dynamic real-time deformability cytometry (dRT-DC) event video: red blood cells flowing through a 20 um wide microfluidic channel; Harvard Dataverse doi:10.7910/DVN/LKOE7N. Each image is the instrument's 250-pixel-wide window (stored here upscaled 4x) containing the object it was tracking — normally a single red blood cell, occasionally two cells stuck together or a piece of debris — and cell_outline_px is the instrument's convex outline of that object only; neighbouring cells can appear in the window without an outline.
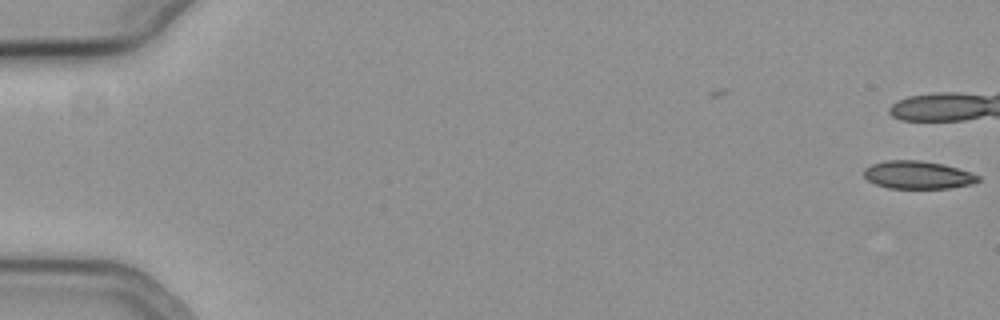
{"species": "common noctule bat (a hibernating species)", "species_latin": "Nyctalus noctula", "temperature_condition": "cold", "stored_images_in_passage": 12, "camera_frame_rate_fps": 3000, "um_per_image_px": 0.085, "animal": {"sex": "female", "body_mass_g": 19.3, "forearm_length_mm": 54.1}, "frame": {"image": 1, "passage_image": 1, "time_ms": 0.0, "image_size_px": [1000, 320], "cell_outline_px": [[980, 180], [972, 184], [948, 188], [888, 188], [876, 184], [868, 180], [864, 176], [864, 168], [872, 164], [884, 160], [920, 160], [944, 164], [972, 172], [980, 176]], "centroid_in_image_um": [78.02, 14.86], "position_along_channel_um": 7.0, "area_um2": 18.67}}